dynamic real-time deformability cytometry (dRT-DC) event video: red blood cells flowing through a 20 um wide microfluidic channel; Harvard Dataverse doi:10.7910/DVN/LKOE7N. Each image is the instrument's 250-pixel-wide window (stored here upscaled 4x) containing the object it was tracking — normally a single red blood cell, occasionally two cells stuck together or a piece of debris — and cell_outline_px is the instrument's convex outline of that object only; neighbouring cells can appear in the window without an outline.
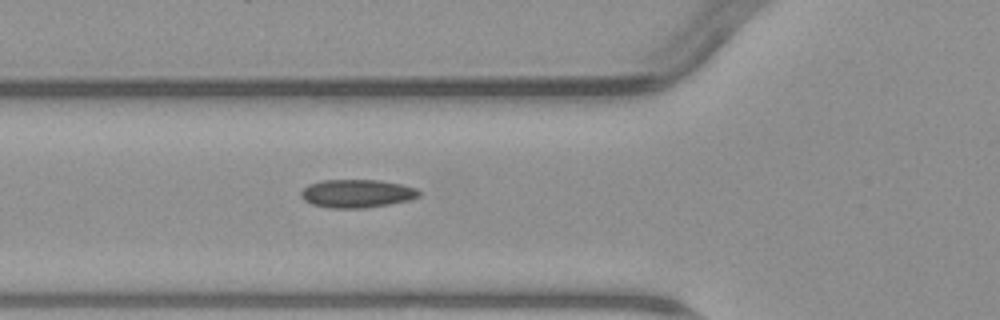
{"species": "common noctule bat (a hibernating species)", "species_latin": "Nyctalus noctula", "temperature_condition": "warm", "stored_images_in_passage": 4, "camera_frame_rate_fps": 3000, "um_per_image_px": 0.085, "animal": {"sex": "male", "body_mass_g": 23.1, "forearm_length_mm": 52.7}, "frame": {"image": 1, "passage_image": 4, "time_ms": 3.667, "image_size_px": [1000, 320], "cell_outline_px": [[420, 196], [408, 200], [388, 204], [364, 208], [328, 208], [312, 204], [304, 200], [300, 196], [300, 192], [308, 184], [324, 180], [380, 180], [400, 184], [416, 188], [420, 192]], "centroid_in_image_um": [30.31, 16.45], "position_along_channel_um": 95.5, "area_um2": 19.36}}